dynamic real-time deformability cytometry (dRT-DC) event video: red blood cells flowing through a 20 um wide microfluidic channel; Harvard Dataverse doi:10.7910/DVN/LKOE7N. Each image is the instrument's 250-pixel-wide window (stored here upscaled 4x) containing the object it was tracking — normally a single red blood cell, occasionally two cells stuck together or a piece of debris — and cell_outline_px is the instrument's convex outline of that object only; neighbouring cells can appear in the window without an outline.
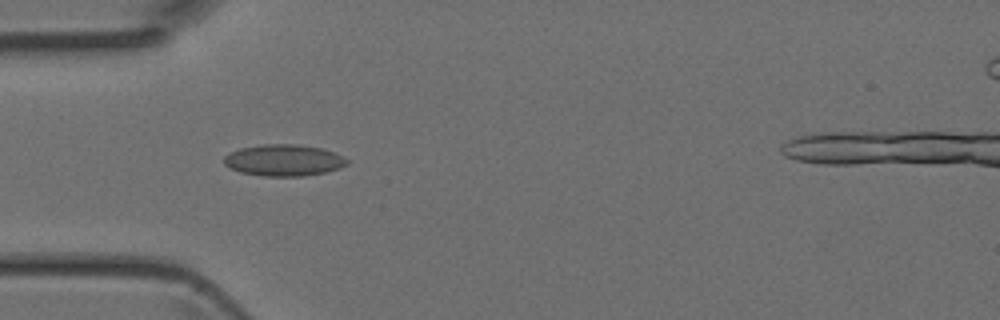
{"species": "Egyptian fruit bat (a non-hibernating species)", "species_latin": "Rousettus aegyptiacus", "temperature_condition": "room temperature", "stored_images_in_passage": 4, "camera_frame_rate_fps": 3000, "um_per_image_px": 0.085, "animal": {"sex": "female"}, "frame": {"image": 1, "passage_image": 3, "time_ms": 0.667, "image_size_px": [1000, 320], "cell_outline_px": [[348, 164], [340, 168], [324, 172], [304, 176], [264, 176], [240, 172], [224, 164], [224, 156], [240, 148], [260, 144], [296, 144], [320, 148], [336, 152], [344, 156], [348, 160]], "centroid_in_image_um": [24.15, 13.61], "position_along_channel_um": 60.9, "area_um2": 22.6}}
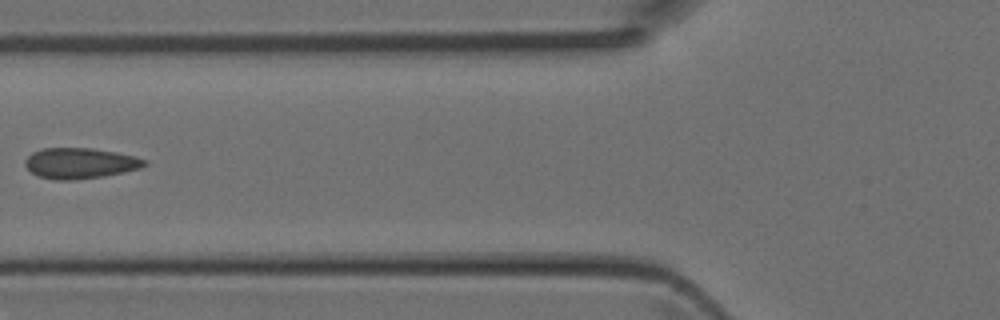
{"frame": {"image": 2, "passage_image": 4, "time_ms": 1.0, "image_size_px": [1000, 320], "cell_outline_px": [[148, 164], [140, 168], [124, 172], [104, 176], [76, 180], [56, 180], [40, 176], [32, 172], [24, 164], [24, 160], [32, 152], [44, 148], [92, 148], [116, 152], [136, 156], [148, 160]], "centroid_in_image_um": [6.84, 13.87], "position_along_channel_um": 119.0, "area_um2": 21.44}}